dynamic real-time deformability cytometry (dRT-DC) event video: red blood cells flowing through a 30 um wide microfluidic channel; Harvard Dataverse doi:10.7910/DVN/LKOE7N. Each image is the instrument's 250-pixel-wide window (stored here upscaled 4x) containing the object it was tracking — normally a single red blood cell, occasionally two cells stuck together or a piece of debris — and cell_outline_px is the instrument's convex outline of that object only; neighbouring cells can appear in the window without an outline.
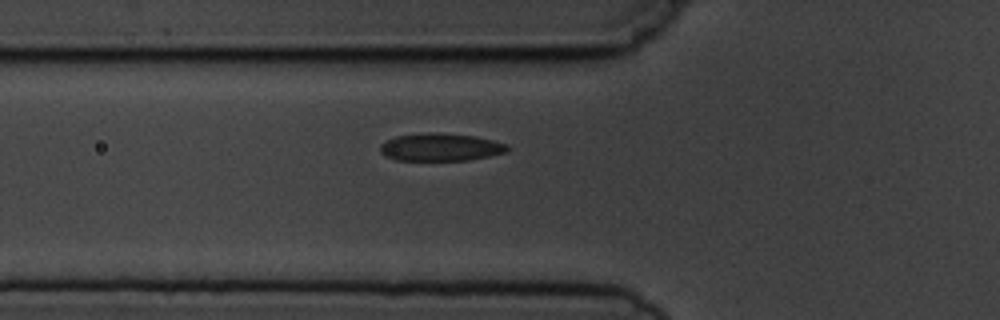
{"species": "common noctule bat (a hibernating species)", "species_latin": "Nyctalus noctula", "temperature_condition": "cold", "stored_images_in_passage": 7, "camera_frame_rate_fps": 3000, "um_per_image_px": 0.085, "animal": {"sex": "male", "body_mass_g": 19.5, "forearm_length_mm": 54.6}, "frame": {"image": 1, "passage_image": 7, "time_ms": 7.667, "image_size_px": [1000, 320], "cell_outline_px": [[508, 152], [468, 160], [396, 160], [380, 152], [380, 144], [396, 136], [428, 132], [476, 136], [508, 144]], "centroid_in_image_um": [37.46, 12.51], "position_along_channel_um": 88.3, "area_um2": 20.35}}